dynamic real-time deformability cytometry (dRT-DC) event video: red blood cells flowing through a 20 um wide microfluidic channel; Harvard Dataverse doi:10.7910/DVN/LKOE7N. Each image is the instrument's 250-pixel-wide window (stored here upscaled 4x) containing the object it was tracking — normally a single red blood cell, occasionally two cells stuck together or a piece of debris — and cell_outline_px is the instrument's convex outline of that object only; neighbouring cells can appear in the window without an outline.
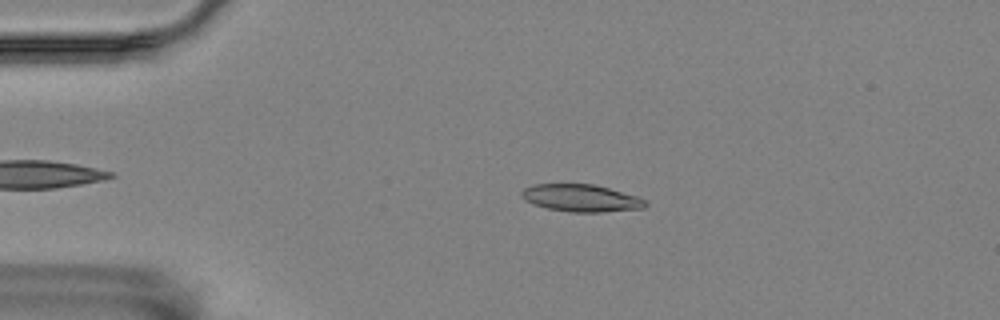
{"species": "Egyptian fruit bat (a non-hibernating species)", "species_latin": "Rousettus aegyptiacus", "temperature_condition": "room temperature", "stored_images_in_passage": 50, "camera_frame_rate_fps": 3000, "um_per_image_px": 0.085, "animal": {"sex": "female"}, "frame": {"image": 1, "passage_image": 11, "time_ms": 3.333, "image_size_px": [1000, 320], "cell_outline_px": [[648, 204], [644, 208], [600, 212], [568, 212], [548, 208], [524, 200], [520, 192], [524, 188], [532, 184], [592, 184], [608, 188], [636, 196], [644, 200]], "centroid_in_image_um": [49.37, 16.83], "position_along_channel_um": 35.6, "area_um2": 19.48}}
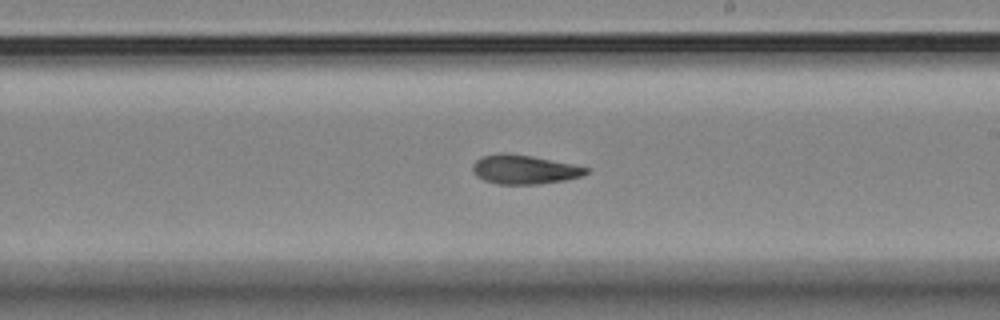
{"frame": {"image": 2, "passage_image": 32, "time_ms": 10.333, "image_size_px": [1000, 320], "cell_outline_px": [[588, 172], [580, 176], [564, 180], [540, 184], [496, 184], [484, 180], [476, 176], [472, 172], [472, 164], [476, 160], [484, 156], [500, 152], [504, 152], [532, 156], [572, 164], [588, 168]], "centroid_in_image_um": [44.5, 14.4], "position_along_channel_um": 244.5, "area_um2": 19.19}}
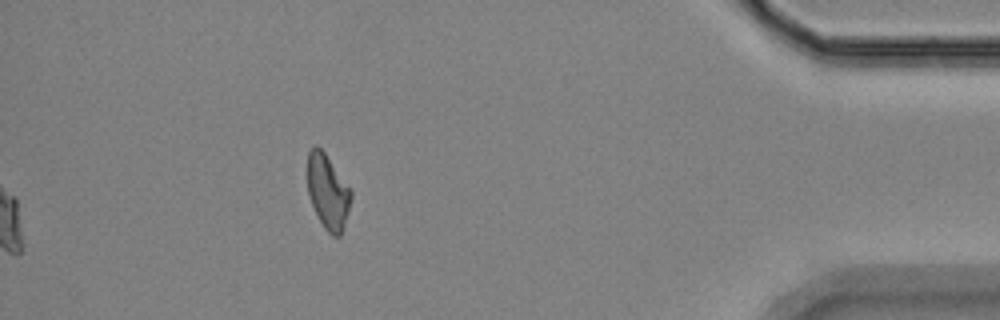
{"frame": {"image": 3, "passage_image": 50, "time_ms": 16.333, "image_size_px": [1000, 320], "cell_outline_px": [[352, 196], [348, 212], [340, 236], [332, 236], [324, 228], [312, 204], [308, 192], [308, 152], [316, 144], [324, 152], [352, 192]], "centroid_in_image_um": [27.86, 16.31], "position_along_channel_um": 407.3, "area_um2": 18.44}, "authors_computed_cell_mechanics": {"area_um2": 19.2763, "velocity_mm_per_s": 3.5101, "shape_relaxation_time_tau1_ms": null, "shape_relaxation_time_tau2_ms": 5.5164, "deformation_change_tau1": null, "deformation_change_tau2": 0.1223}}